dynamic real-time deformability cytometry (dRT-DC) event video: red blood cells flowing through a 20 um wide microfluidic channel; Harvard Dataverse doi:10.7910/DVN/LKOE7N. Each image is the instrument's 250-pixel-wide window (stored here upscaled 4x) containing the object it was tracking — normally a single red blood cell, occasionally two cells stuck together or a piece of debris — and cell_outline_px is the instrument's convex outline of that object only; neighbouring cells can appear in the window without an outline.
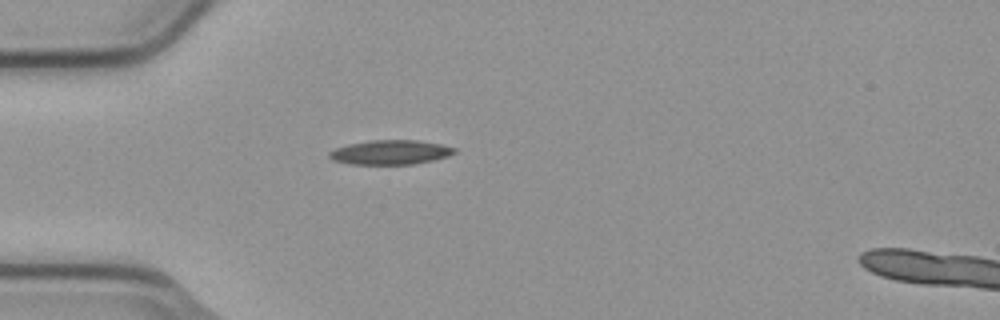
{"species": "common noctule bat (a hibernating species)", "species_latin": "Nyctalus noctula", "temperature_condition": "cold", "stored_images_in_passage": 2, "camera_frame_rate_fps": 3000, "um_per_image_px": 0.085, "animal": {"sex": "male", "body_mass_g": 23.1, "forearm_length_mm": 52.7}, "frame": {"image": 1, "passage_image": 1, "time_ms": 0.0, "image_size_px": [1000, 320], "cell_outline_px": [[456, 152], [448, 156], [432, 160], [412, 164], [348, 164], [332, 160], [328, 156], [328, 152], [336, 148], [348, 144], [368, 140], [420, 140], [440, 144], [456, 148]], "centroid_in_image_um": [33.16, 12.94], "position_along_channel_um": 51.8, "area_um2": 17.86}}